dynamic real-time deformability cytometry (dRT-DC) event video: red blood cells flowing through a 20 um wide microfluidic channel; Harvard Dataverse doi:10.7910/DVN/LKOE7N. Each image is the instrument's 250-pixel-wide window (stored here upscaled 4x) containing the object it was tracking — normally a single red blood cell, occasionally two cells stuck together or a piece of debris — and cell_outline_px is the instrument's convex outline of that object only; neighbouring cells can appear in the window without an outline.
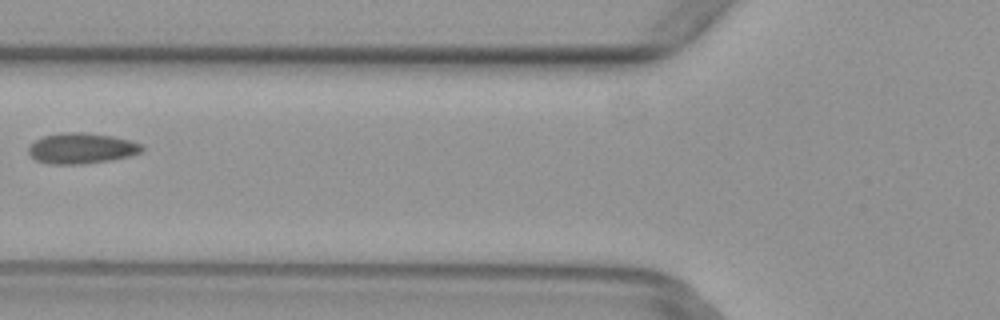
{"species": "common noctule bat (a hibernating species)", "species_latin": "Nyctalus noctula", "temperature_condition": "warm", "stored_images_in_passage": 6, "camera_frame_rate_fps": 3000, "um_per_image_px": 0.085, "animal": {"sex": "female", "body_mass_g": 29.2, "forearm_length_mm": 56.3}, "frame": {"image": 1, "passage_image": 5, "time_ms": 1.333, "image_size_px": [1000, 320], "cell_outline_px": [[144, 148], [140, 152], [128, 156], [112, 160], [80, 164], [48, 164], [36, 160], [28, 152], [28, 148], [36, 140], [44, 136], [60, 132], [84, 132], [112, 136], [144, 144]], "centroid_in_image_um": [6.93, 12.6], "position_along_channel_um": 118.9, "area_um2": 20.23}}